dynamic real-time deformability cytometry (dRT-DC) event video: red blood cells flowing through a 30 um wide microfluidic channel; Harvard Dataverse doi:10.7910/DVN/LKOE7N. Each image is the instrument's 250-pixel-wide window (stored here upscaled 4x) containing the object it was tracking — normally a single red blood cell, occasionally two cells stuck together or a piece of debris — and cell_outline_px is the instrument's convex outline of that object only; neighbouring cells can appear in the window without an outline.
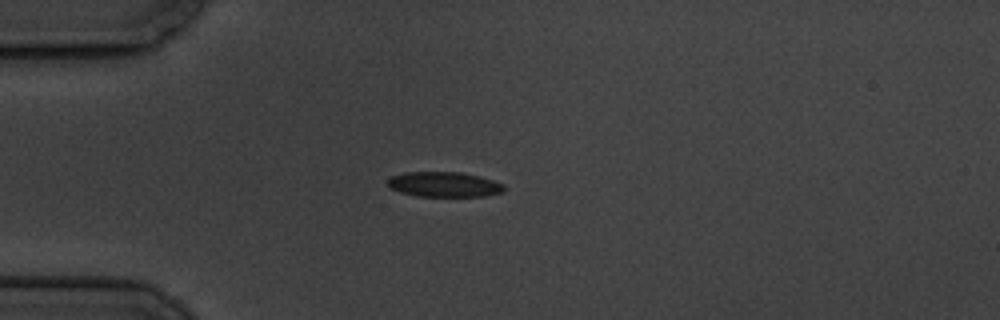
{"species": "common noctule bat (a hibernating species)", "species_latin": "Nyctalus noctula", "temperature_condition": "cold", "stored_images_in_passage": 5, "camera_frame_rate_fps": 3000, "um_per_image_px": 0.085, "animal": {"sex": "male", "body_mass_g": 19.5, "forearm_length_mm": 54.6}, "frame": {"image": 1, "passage_image": 3, "time_ms": 2.333, "image_size_px": [1000, 320], "cell_outline_px": [[504, 192], [484, 196], [416, 196], [400, 192], [392, 188], [388, 184], [388, 180], [392, 176], [404, 172], [464, 172], [480, 176], [504, 184]], "centroid_in_image_um": [37.78, 15.67], "position_along_channel_um": 47.2, "area_um2": 16.99}}